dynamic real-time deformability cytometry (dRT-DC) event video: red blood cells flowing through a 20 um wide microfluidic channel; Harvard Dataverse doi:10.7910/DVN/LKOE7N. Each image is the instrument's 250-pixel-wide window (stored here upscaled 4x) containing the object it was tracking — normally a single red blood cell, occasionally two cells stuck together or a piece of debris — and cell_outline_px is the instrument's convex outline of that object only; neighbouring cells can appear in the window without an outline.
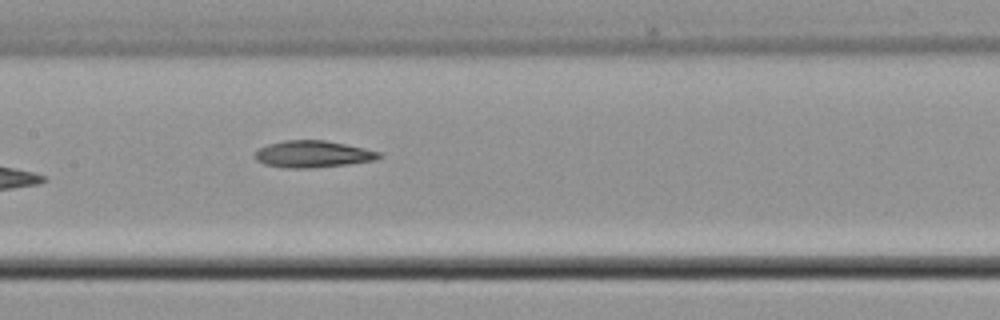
{"species": "common noctule bat (a hibernating species)", "species_latin": "Nyctalus noctula", "temperature_condition": "cold", "stored_images_in_passage": 7, "camera_frame_rate_fps": 3000, "um_per_image_px": 0.085, "animal": {"sex": "male", "body_mass_g": 21.5, "forearm_length_mm": 52.0}, "frame": {"image": 1, "passage_image": 7, "time_ms": 8.0, "image_size_px": [1000, 320], "cell_outline_px": [[384, 156], [376, 160], [348, 164], [308, 168], [280, 168], [264, 164], [256, 160], [256, 152], [260, 148], [268, 144], [284, 140], [324, 140], [364, 148], [380, 152]], "centroid_in_image_um": [26.6, 13.1], "position_along_channel_um": 180.8, "area_um2": 19.36}}